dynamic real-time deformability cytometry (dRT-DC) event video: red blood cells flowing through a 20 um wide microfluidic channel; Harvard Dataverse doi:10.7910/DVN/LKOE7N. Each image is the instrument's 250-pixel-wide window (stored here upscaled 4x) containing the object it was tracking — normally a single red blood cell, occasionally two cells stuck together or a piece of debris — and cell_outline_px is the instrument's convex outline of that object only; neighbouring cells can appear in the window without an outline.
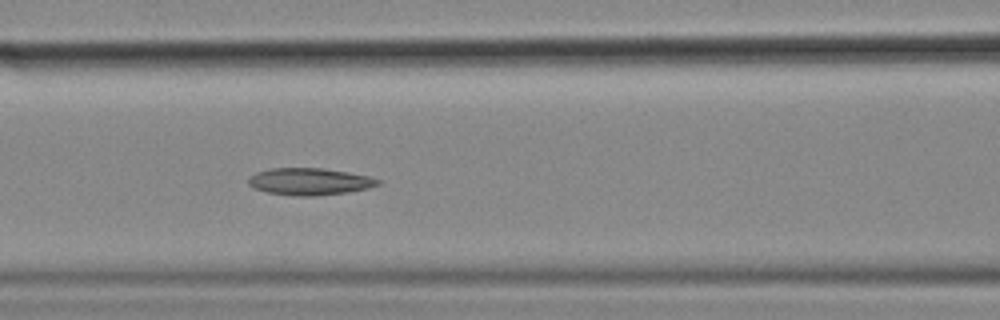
{"species": "common noctule bat (a hibernating species)", "species_latin": "Nyctalus noctula", "temperature_condition": "cold", "stored_images_in_passage": 39, "camera_frame_rate_fps": 3000, "um_per_image_px": 0.085, "animal": {"sex": "female", "body_mass_g": 18.4}, "frame": {"image": 1, "passage_image": 17, "time_ms": 5.333, "image_size_px": [1000, 320], "cell_outline_px": [[380, 184], [368, 188], [348, 192], [316, 196], [296, 196], [268, 192], [252, 188], [248, 184], [248, 180], [256, 172], [268, 168], [324, 168], [348, 172], [368, 176], [380, 180]], "centroid_in_image_um": [26.3, 15.43], "position_along_channel_um": 140.3, "area_um2": 20.4}, "authors_computed_cell_mechanics": {"area_um2": 20.1722, "velocity_mm_per_s": 3.5605, "shape_relaxation_time_tau1_ms": null, "shape_relaxation_time_tau2_ms": 10.7722, "deformation_change_tau1": null, "deformation_change_tau2": 0.1879}}